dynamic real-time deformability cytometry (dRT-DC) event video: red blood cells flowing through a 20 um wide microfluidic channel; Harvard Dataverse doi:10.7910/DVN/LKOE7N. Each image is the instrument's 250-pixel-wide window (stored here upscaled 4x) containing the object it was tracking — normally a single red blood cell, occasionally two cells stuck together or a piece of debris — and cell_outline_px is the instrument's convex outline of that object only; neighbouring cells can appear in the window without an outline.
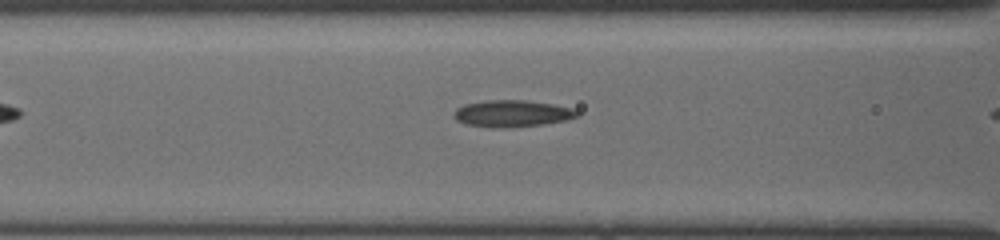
{"species": "common noctule bat (a hibernating species)", "species_latin": "Nyctalus noctula", "temperature_condition": "cold", "stored_images_in_passage": 40, "camera_frame_rate_fps": 3000, "um_per_image_px": 0.085, "animal": {"sex": "female", "body_mass_g": 19.5, "forearm_length_mm": 54.1}, "frame": {"image": 1, "passage_image": 15, "time_ms": 4.0, "image_size_px": [1000, 240], "cell_outline_px": [[580, 112], [576, 116], [564, 120], [544, 124], [500, 128], [496, 128], [468, 124], [456, 120], [452, 116], [456, 108], [464, 104], [488, 100], [524, 100], [552, 104], [572, 108]], "centroid_in_image_um": [43.49, 9.64], "position_along_channel_um": 123.1, "area_um2": 19.02}}
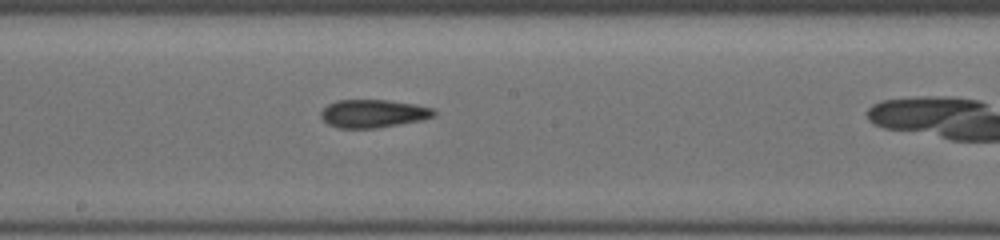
{"frame": {"image": 2, "passage_image": 25, "time_ms": 6.333, "image_size_px": [1000, 240], "cell_outline_px": [[436, 112], [432, 116], [420, 120], [376, 128], [336, 128], [328, 124], [320, 116], [320, 112], [328, 104], [340, 100], [384, 100], [412, 104], [432, 108]], "centroid_in_image_um": [31.66, 9.66], "position_along_channel_um": 216.5, "area_um2": 18.15}}
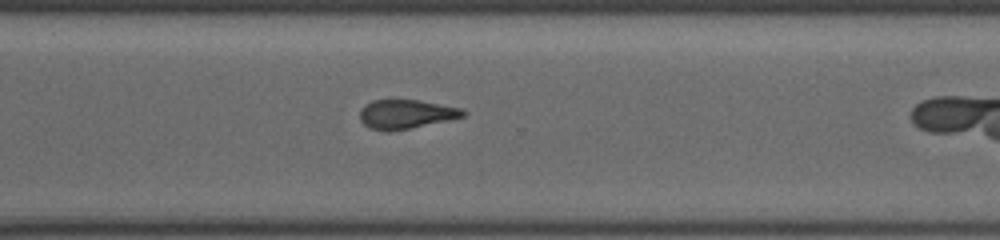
{"frame": {"image": 3, "passage_image": 38, "time_ms": 9.333, "image_size_px": [1000, 240], "cell_outline_px": [[464, 116], [448, 120], [408, 128], [372, 128], [364, 124], [360, 120], [360, 112], [364, 104], [372, 100], [420, 100], [460, 108], [464, 112]], "centroid_in_image_um": [34.5, 9.65], "position_along_channel_um": 336.1, "area_um2": 16.65}}